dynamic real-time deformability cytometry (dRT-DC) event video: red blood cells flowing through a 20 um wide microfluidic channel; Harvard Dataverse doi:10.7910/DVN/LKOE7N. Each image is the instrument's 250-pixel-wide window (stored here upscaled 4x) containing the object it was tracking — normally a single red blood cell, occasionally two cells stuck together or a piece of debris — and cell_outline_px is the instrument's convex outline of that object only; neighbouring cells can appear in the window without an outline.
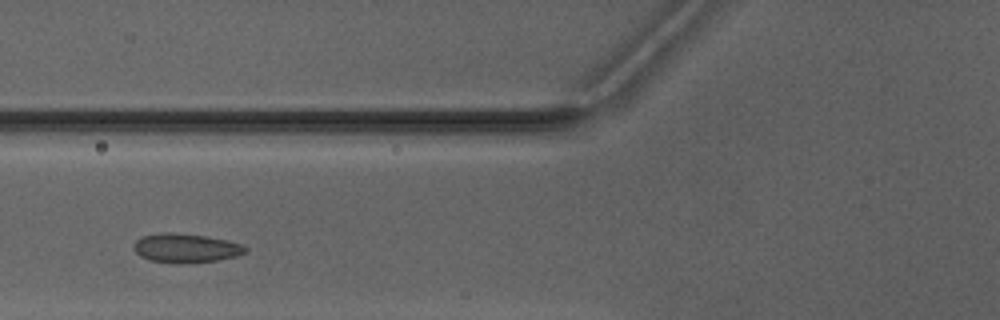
{"species": "Egyptian fruit bat (a non-hibernating species)", "species_latin": "Rousettus aegyptiacus", "temperature_condition": "warm", "stored_images_in_passage": 5, "camera_frame_rate_fps": 3000, "um_per_image_px": 0.085, "animal": {"sex": "male"}, "frame": {"image": 1, "passage_image": 4, "time_ms": 7.333, "image_size_px": [1000, 320], "cell_outline_px": [[248, 248], [244, 252], [236, 256], [216, 260], [176, 264], [148, 260], [140, 256], [132, 248], [132, 244], [136, 240], [144, 236], [164, 232], [172, 232], [204, 236], [228, 240], [244, 244]], "centroid_in_image_um": [15.77, 21.09], "position_along_channel_um": 110.0, "area_um2": 18.96}}
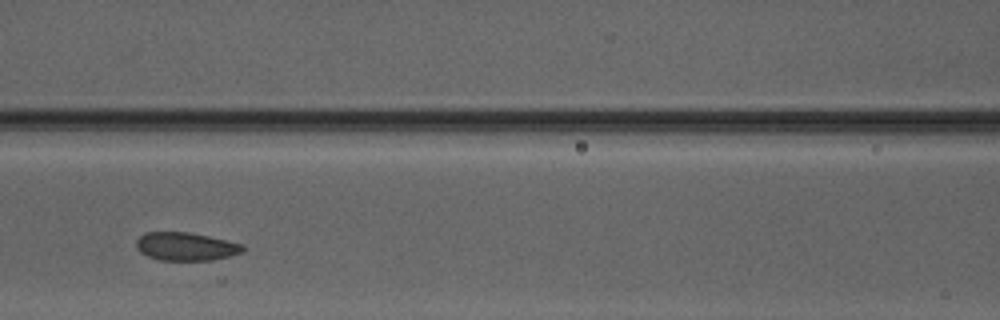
{"frame": {"image": 2, "passage_image": 5, "time_ms": 8.333, "image_size_px": [1000, 320], "cell_outline_px": [[248, 248], [244, 252], [212, 260], [160, 260], [148, 256], [140, 252], [136, 248], [136, 240], [144, 232], [188, 232], [208, 236], [244, 244]], "centroid_in_image_um": [15.82, 20.95], "position_along_channel_um": 150.8, "area_um2": 17.63}}